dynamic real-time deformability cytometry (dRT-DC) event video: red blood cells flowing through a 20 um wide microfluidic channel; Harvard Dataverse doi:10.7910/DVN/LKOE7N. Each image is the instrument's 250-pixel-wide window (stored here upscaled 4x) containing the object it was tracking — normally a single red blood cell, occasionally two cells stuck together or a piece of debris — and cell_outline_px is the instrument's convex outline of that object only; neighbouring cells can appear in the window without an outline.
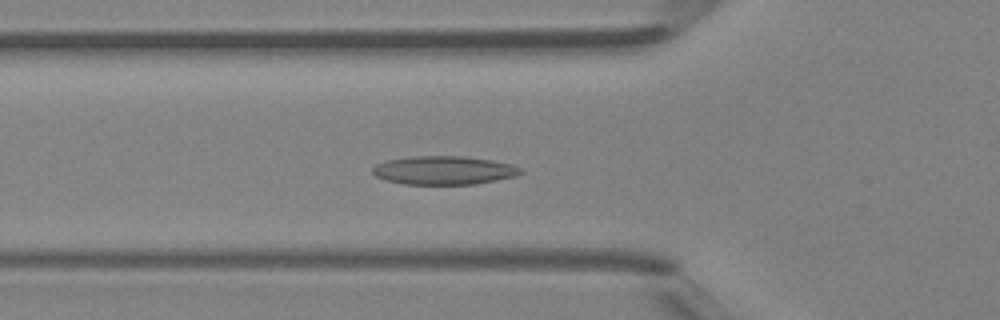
{"species": "Egyptian fruit bat (a non-hibernating species)", "species_latin": "Rousettus aegyptiacus", "temperature_condition": "room temperature", "stored_images_in_passage": 45, "camera_frame_rate_fps": 3000, "um_per_image_px": 0.085, "animal": {"sex": "female"}, "frame": {"image": 1, "passage_image": 14, "time_ms": 4.333, "image_size_px": [1000, 320], "cell_outline_px": [[524, 172], [516, 176], [476, 184], [404, 184], [388, 180], [376, 176], [372, 172], [372, 168], [376, 164], [388, 160], [416, 156], [464, 156], [492, 160], [512, 164], [524, 168]], "centroid_in_image_um": [37.8, 14.47], "position_along_channel_um": 88.0, "area_um2": 24.62}}
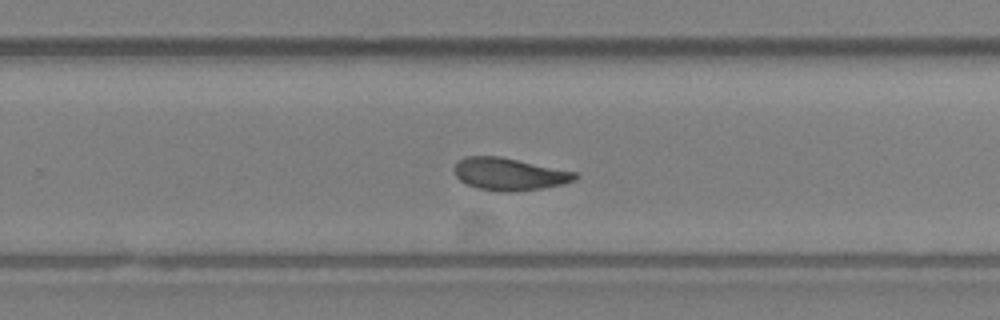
{"frame": {"image": 2, "passage_image": 28, "time_ms": 9.0, "image_size_px": [1000, 320], "cell_outline_px": [[580, 176], [576, 180], [564, 184], [544, 188], [508, 192], [500, 192], [476, 188], [460, 180], [456, 176], [452, 168], [460, 160], [468, 156], [496, 156], [576, 172]], "centroid_in_image_um": [43.3, 14.82], "position_along_channel_um": 286.5, "area_um2": 22.66}}
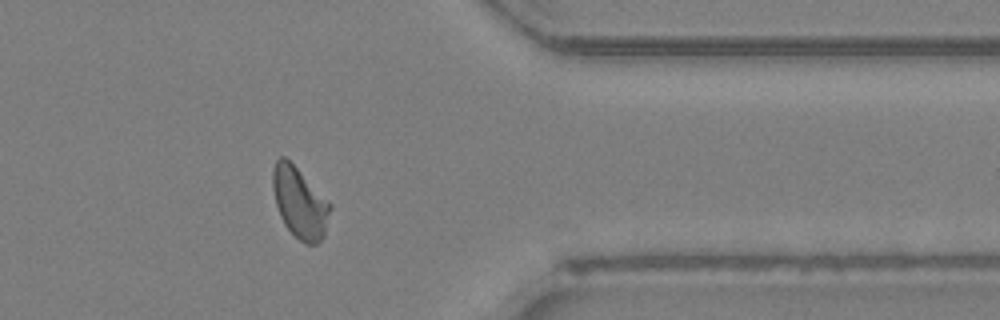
{"frame": {"image": 3, "passage_image": 36, "time_ms": 11.667, "image_size_px": [1000, 320], "cell_outline_px": [[332, 208], [324, 236], [316, 244], [304, 244], [284, 224], [280, 216], [276, 204], [272, 188], [272, 172], [276, 160], [280, 156], [284, 156], [332, 204]], "centroid_in_image_um": [25.48, 17.24], "position_along_channel_um": 385.9, "area_um2": 23.47}, "authors_computed_cell_mechanics": {"area_um2": 23.3512, "velocity_mm_per_s": 4.2641, "shape_relaxation_time_tau1_ms": 6.2069, "shape_relaxation_time_tau2_ms": 3.5857, "deformation_change_tau1": 0.1604, "deformation_change_tau2": 0.0899}}